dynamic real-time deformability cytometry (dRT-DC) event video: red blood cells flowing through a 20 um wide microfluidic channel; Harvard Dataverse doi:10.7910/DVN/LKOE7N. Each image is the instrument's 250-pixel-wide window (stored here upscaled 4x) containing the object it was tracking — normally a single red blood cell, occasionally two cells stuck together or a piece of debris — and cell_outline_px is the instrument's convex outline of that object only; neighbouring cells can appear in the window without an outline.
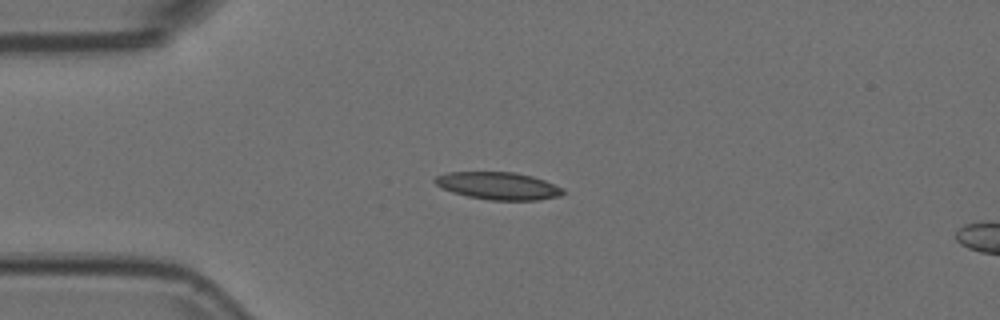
{"species": "Egyptian fruit bat (a non-hibernating species)", "species_latin": "Rousettus aegyptiacus", "temperature_condition": "room temperature", "stored_images_in_passage": 42, "camera_frame_rate_fps": 3000, "um_per_image_px": 0.085, "animal": {"sex": "female"}, "frame": {"image": 1, "passage_image": 1, "time_ms": 0.0, "image_size_px": [1000, 320], "cell_outline_px": [[560, 192], [548, 196], [476, 196], [460, 192], [448, 188], [444, 184], [472, 172], [500, 172], [524, 176], [536, 180]], "centroid_in_image_um": [42.46, 15.75], "position_along_channel_um": 42.5, "area_um2": 14.39}}
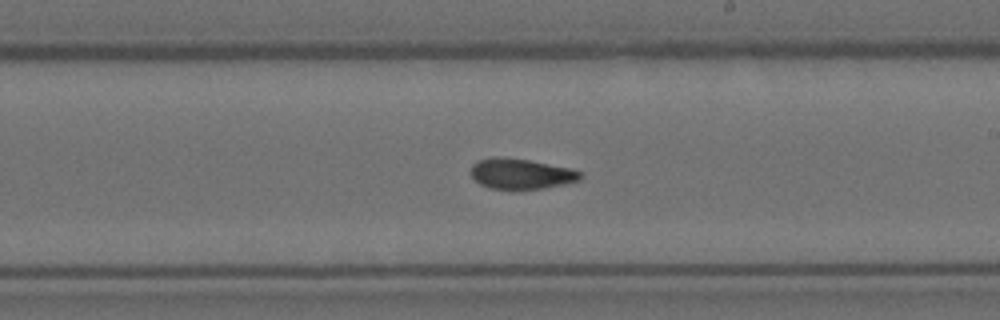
{"frame": {"image": 2, "passage_image": 19, "time_ms": 6.0, "image_size_px": [1000, 320], "cell_outline_px": [[576, 176], [564, 180], [544, 184], [512, 188], [488, 184], [480, 180], [476, 176], [476, 168], [480, 164], [492, 160], [512, 160], [536, 164], [576, 172]], "centroid_in_image_um": [44.16, 14.77], "position_along_channel_um": 244.8, "area_um2": 14.05}}
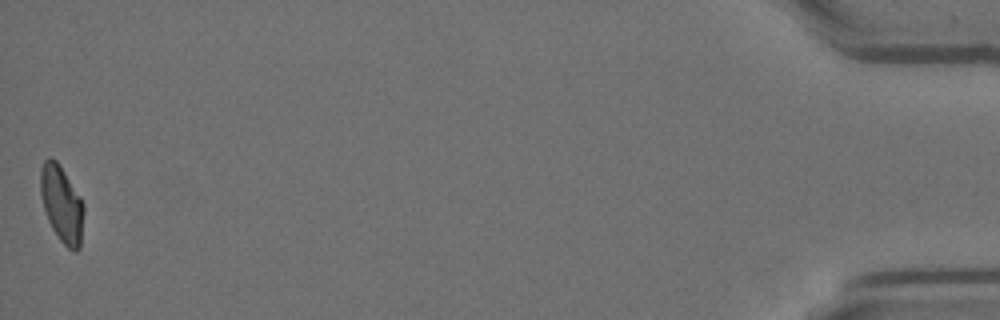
{"frame": {"image": 3, "passage_image": 42, "time_ms": 13.667, "image_size_px": [1000, 320], "cell_outline_px": [[80, 236], [76, 248], [68, 244], [60, 236], [52, 224], [44, 200], [44, 168], [52, 160], [60, 168], [80, 200]], "centroid_in_image_um": [5.28, 17.37], "position_along_channel_um": 429.9, "area_um2": 15.09}, "authors_computed_cell_mechanics": {"area_um2": 14.5945, "velocity_mm_per_s": 3.7108, "shape_relaxation_time_tau1_ms": null, "shape_relaxation_time_tau2_ms": 1.896, "deformation_change_tau1": null, "deformation_change_tau2": 0.0849}}